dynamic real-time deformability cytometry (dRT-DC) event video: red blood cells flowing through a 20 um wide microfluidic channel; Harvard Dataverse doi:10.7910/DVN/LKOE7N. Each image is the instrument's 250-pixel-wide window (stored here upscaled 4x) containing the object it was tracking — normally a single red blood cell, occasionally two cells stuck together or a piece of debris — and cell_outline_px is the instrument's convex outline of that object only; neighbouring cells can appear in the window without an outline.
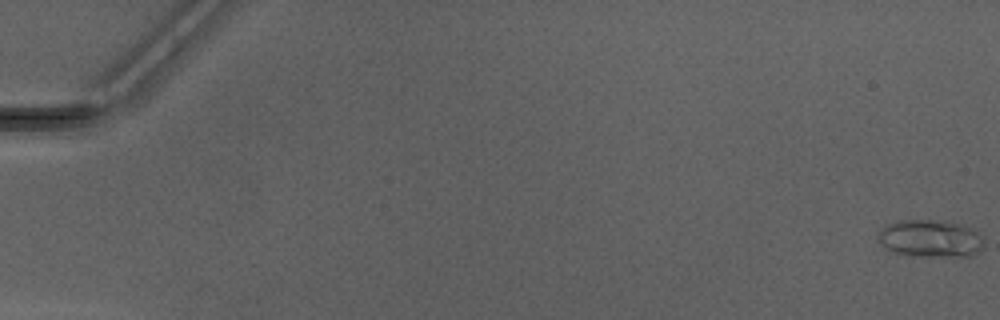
{"species": "Egyptian fruit bat (a non-hibernating species)", "species_latin": "Rousettus aegyptiacus", "temperature_condition": "warm", "stored_images_in_passage": 16, "camera_frame_rate_fps": 3000, "um_per_image_px": 0.085, "animal": {"sex": "male"}, "frame": {"image": 1, "passage_image": 1, "time_ms": 0.0, "image_size_px": [1000, 320], "cell_outline_px": [[984, 240], [980, 248], [972, 256], [908, 256], [896, 252], [888, 248], [876, 236], [880, 228], [888, 224], [900, 220], [932, 220], [960, 224], [976, 228]], "centroid_in_image_um": [79.1, 20.26], "position_along_channel_um": 5.9, "area_um2": 23.0}}